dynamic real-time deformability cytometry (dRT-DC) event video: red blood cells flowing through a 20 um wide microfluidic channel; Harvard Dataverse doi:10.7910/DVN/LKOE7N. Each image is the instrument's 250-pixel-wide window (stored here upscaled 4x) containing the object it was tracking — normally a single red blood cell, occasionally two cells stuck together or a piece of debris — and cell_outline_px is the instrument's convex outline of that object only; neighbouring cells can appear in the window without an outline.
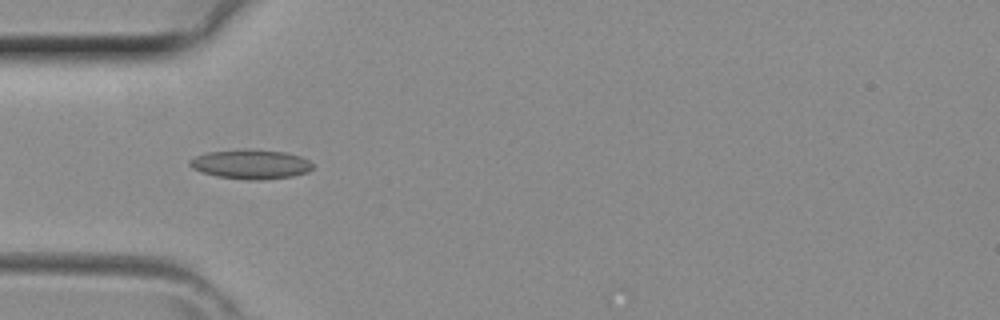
{"species": "common noctule bat (a hibernating species)", "species_latin": "Nyctalus noctula", "temperature_condition": "room temperature", "stored_images_in_passage": 3, "camera_frame_rate_fps": 3000, "um_per_image_px": 0.085, "animal": {"sex": "female", "body_mass_g": 29.2, "forearm_length_mm": 56.3}, "frame": {"image": 1, "passage_image": 1, "time_ms": 0.0, "image_size_px": [1000, 320], "cell_outline_px": [[312, 168], [308, 172], [292, 176], [260, 180], [248, 180], [216, 176], [200, 172], [192, 168], [188, 164], [188, 160], [196, 156], [208, 152], [244, 148], [248, 148], [284, 152], [300, 156], [308, 160], [312, 164]], "centroid_in_image_um": [21.28, 13.95], "position_along_channel_um": 63.7, "area_um2": 21.27}}
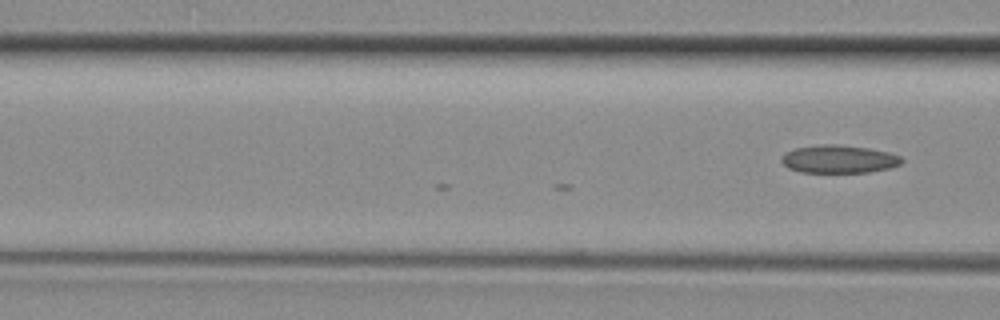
{"frame": {"image": 2, "passage_image": 3, "time_ms": 0.667, "image_size_px": [1000, 320], "cell_outline_px": [[904, 160], [900, 164], [892, 168], [868, 172], [800, 172], [788, 168], [780, 160], [780, 156], [796, 148], [824, 144], [836, 144], [868, 148], [888, 152], [900, 156]], "centroid_in_image_um": [71.32, 13.53], "position_along_channel_um": 95.3, "area_um2": 19.54}}